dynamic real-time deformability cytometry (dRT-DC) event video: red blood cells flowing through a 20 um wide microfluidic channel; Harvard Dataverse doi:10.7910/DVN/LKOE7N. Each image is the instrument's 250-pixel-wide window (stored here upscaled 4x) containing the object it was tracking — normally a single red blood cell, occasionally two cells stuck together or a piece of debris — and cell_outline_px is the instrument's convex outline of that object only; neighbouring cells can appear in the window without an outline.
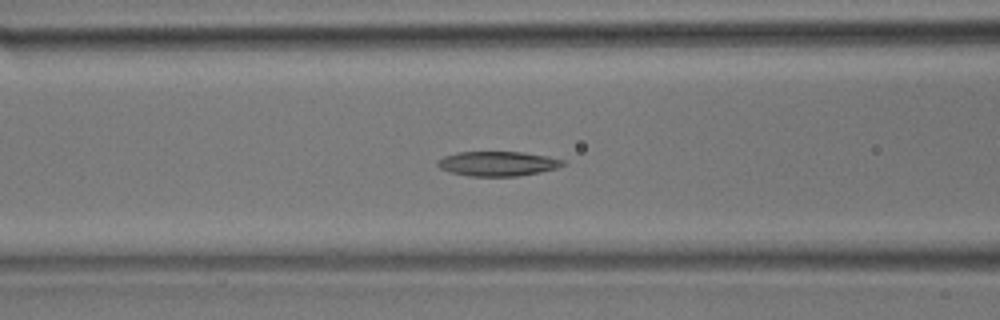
{"species": "common noctule bat (a hibernating species)", "species_latin": "Nyctalus noctula", "temperature_condition": "room temperature", "stored_images_in_passage": 40, "camera_frame_rate_fps": 3000, "um_per_image_px": 0.085, "animal": {"sex": "male", "body_mass_g": 17.9}, "frame": {"image": 1, "passage_image": 16, "time_ms": 5.0, "image_size_px": [1000, 320], "cell_outline_px": [[568, 164], [556, 168], [540, 172], [516, 176], [468, 176], [448, 172], [440, 168], [436, 164], [436, 160], [444, 156], [456, 152], [524, 152], [548, 156], [564, 160]], "centroid_in_image_um": [42.29, 13.91], "position_along_channel_um": 124.3, "area_um2": 18.21}}
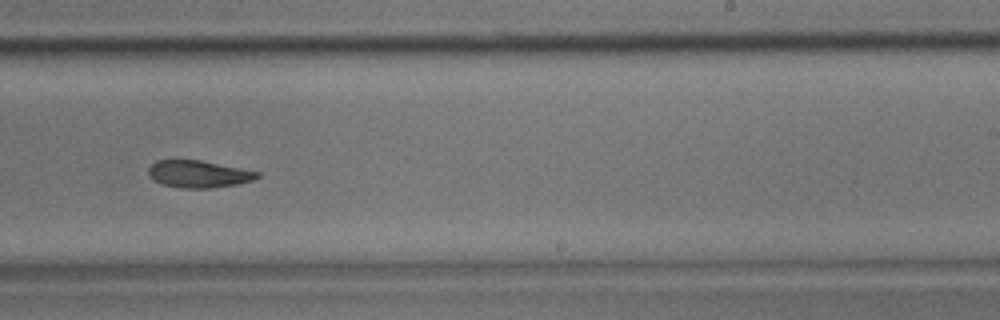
{"frame": {"image": 2, "passage_image": 25, "time_ms": 8.0, "image_size_px": [1000, 320], "cell_outline_px": [[260, 176], [252, 180], [236, 184], [212, 188], [180, 188], [160, 184], [152, 180], [148, 176], [148, 168], [156, 160], [200, 160], [260, 172]], "centroid_in_image_um": [16.82, 14.8], "position_along_channel_um": 272.2, "area_um2": 17.28}}
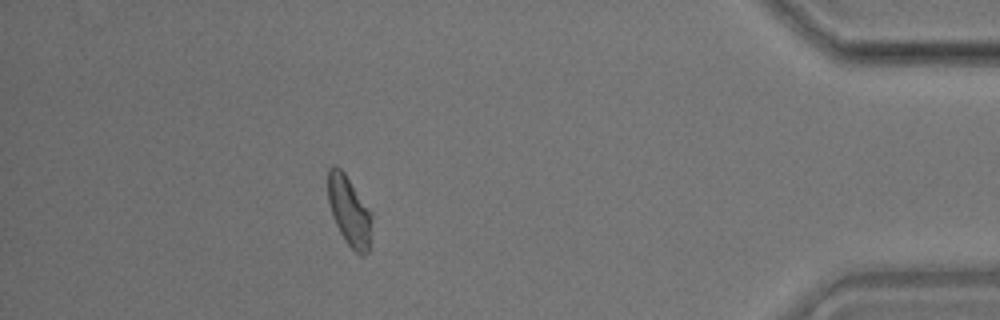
{"frame": {"image": 3, "passage_image": 36, "time_ms": 11.667, "image_size_px": [1000, 320], "cell_outline_px": [[372, 220], [368, 252], [364, 256], [360, 256], [344, 240], [332, 216], [328, 200], [328, 168], [332, 164], [336, 164], [344, 172], [372, 212]], "centroid_in_image_um": [29.68, 17.92], "position_along_channel_um": 405.5, "area_um2": 17.92}}